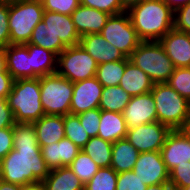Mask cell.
Segmentation results:
<instances>
[{"label":"cell","mask_w":190,"mask_h":190,"mask_svg":"<svg viewBox=\"0 0 190 190\" xmlns=\"http://www.w3.org/2000/svg\"><path fill=\"white\" fill-rule=\"evenodd\" d=\"M12 129L13 149L0 161V179L21 186L42 182L50 169L42 157L34 124L15 122Z\"/></svg>","instance_id":"1"},{"label":"cell","mask_w":190,"mask_h":190,"mask_svg":"<svg viewBox=\"0 0 190 190\" xmlns=\"http://www.w3.org/2000/svg\"><path fill=\"white\" fill-rule=\"evenodd\" d=\"M127 12L142 41H159L174 27V11L163 0H142Z\"/></svg>","instance_id":"2"},{"label":"cell","mask_w":190,"mask_h":190,"mask_svg":"<svg viewBox=\"0 0 190 190\" xmlns=\"http://www.w3.org/2000/svg\"><path fill=\"white\" fill-rule=\"evenodd\" d=\"M6 100L15 122L33 123L45 115L39 77L14 80Z\"/></svg>","instance_id":"3"},{"label":"cell","mask_w":190,"mask_h":190,"mask_svg":"<svg viewBox=\"0 0 190 190\" xmlns=\"http://www.w3.org/2000/svg\"><path fill=\"white\" fill-rule=\"evenodd\" d=\"M157 111V121L171 130H180L190 116V102L167 83H155L150 91Z\"/></svg>","instance_id":"4"},{"label":"cell","mask_w":190,"mask_h":190,"mask_svg":"<svg viewBox=\"0 0 190 190\" xmlns=\"http://www.w3.org/2000/svg\"><path fill=\"white\" fill-rule=\"evenodd\" d=\"M155 83H166L175 66L159 41H142L129 57Z\"/></svg>","instance_id":"5"},{"label":"cell","mask_w":190,"mask_h":190,"mask_svg":"<svg viewBox=\"0 0 190 190\" xmlns=\"http://www.w3.org/2000/svg\"><path fill=\"white\" fill-rule=\"evenodd\" d=\"M44 8L41 0H19L9 3L11 44H27L35 26L42 21Z\"/></svg>","instance_id":"6"},{"label":"cell","mask_w":190,"mask_h":190,"mask_svg":"<svg viewBox=\"0 0 190 190\" xmlns=\"http://www.w3.org/2000/svg\"><path fill=\"white\" fill-rule=\"evenodd\" d=\"M41 103L45 115L70 114L73 83L57 72L39 77Z\"/></svg>","instance_id":"7"},{"label":"cell","mask_w":190,"mask_h":190,"mask_svg":"<svg viewBox=\"0 0 190 190\" xmlns=\"http://www.w3.org/2000/svg\"><path fill=\"white\" fill-rule=\"evenodd\" d=\"M97 68L98 63L80 44L58 55L57 73L72 83L95 77Z\"/></svg>","instance_id":"8"},{"label":"cell","mask_w":190,"mask_h":190,"mask_svg":"<svg viewBox=\"0 0 190 190\" xmlns=\"http://www.w3.org/2000/svg\"><path fill=\"white\" fill-rule=\"evenodd\" d=\"M100 34L127 58L142 42L127 11L110 15Z\"/></svg>","instance_id":"9"},{"label":"cell","mask_w":190,"mask_h":190,"mask_svg":"<svg viewBox=\"0 0 190 190\" xmlns=\"http://www.w3.org/2000/svg\"><path fill=\"white\" fill-rule=\"evenodd\" d=\"M171 129L156 121L128 130L126 140L140 153L160 151Z\"/></svg>","instance_id":"10"},{"label":"cell","mask_w":190,"mask_h":190,"mask_svg":"<svg viewBox=\"0 0 190 190\" xmlns=\"http://www.w3.org/2000/svg\"><path fill=\"white\" fill-rule=\"evenodd\" d=\"M133 171L147 186L169 182V171L160 151L139 153Z\"/></svg>","instance_id":"11"},{"label":"cell","mask_w":190,"mask_h":190,"mask_svg":"<svg viewBox=\"0 0 190 190\" xmlns=\"http://www.w3.org/2000/svg\"><path fill=\"white\" fill-rule=\"evenodd\" d=\"M70 113L78 115L88 110L99 108L103 86L96 77L73 83Z\"/></svg>","instance_id":"12"},{"label":"cell","mask_w":190,"mask_h":190,"mask_svg":"<svg viewBox=\"0 0 190 190\" xmlns=\"http://www.w3.org/2000/svg\"><path fill=\"white\" fill-rule=\"evenodd\" d=\"M122 115L127 129H133L142 124H150L157 121V111L151 92L133 96L124 108Z\"/></svg>","instance_id":"13"},{"label":"cell","mask_w":190,"mask_h":190,"mask_svg":"<svg viewBox=\"0 0 190 190\" xmlns=\"http://www.w3.org/2000/svg\"><path fill=\"white\" fill-rule=\"evenodd\" d=\"M159 42L175 68L190 67V33L176 30L173 27Z\"/></svg>","instance_id":"14"},{"label":"cell","mask_w":190,"mask_h":190,"mask_svg":"<svg viewBox=\"0 0 190 190\" xmlns=\"http://www.w3.org/2000/svg\"><path fill=\"white\" fill-rule=\"evenodd\" d=\"M160 152L170 172L178 164L190 162V139L180 130H171Z\"/></svg>","instance_id":"15"},{"label":"cell","mask_w":190,"mask_h":190,"mask_svg":"<svg viewBox=\"0 0 190 190\" xmlns=\"http://www.w3.org/2000/svg\"><path fill=\"white\" fill-rule=\"evenodd\" d=\"M46 166L51 170L69 166L81 149L64 137L54 144L40 146Z\"/></svg>","instance_id":"16"},{"label":"cell","mask_w":190,"mask_h":190,"mask_svg":"<svg viewBox=\"0 0 190 190\" xmlns=\"http://www.w3.org/2000/svg\"><path fill=\"white\" fill-rule=\"evenodd\" d=\"M79 44L94 58L98 64L124 60L127 57L100 33L87 34L80 38Z\"/></svg>","instance_id":"17"},{"label":"cell","mask_w":190,"mask_h":190,"mask_svg":"<svg viewBox=\"0 0 190 190\" xmlns=\"http://www.w3.org/2000/svg\"><path fill=\"white\" fill-rule=\"evenodd\" d=\"M6 70L14 80L39 77L31 69L28 47L25 44H10L6 47Z\"/></svg>","instance_id":"18"},{"label":"cell","mask_w":190,"mask_h":190,"mask_svg":"<svg viewBox=\"0 0 190 190\" xmlns=\"http://www.w3.org/2000/svg\"><path fill=\"white\" fill-rule=\"evenodd\" d=\"M109 17L105 12L81 4L71 14L72 22L81 37L100 33Z\"/></svg>","instance_id":"19"},{"label":"cell","mask_w":190,"mask_h":190,"mask_svg":"<svg viewBox=\"0 0 190 190\" xmlns=\"http://www.w3.org/2000/svg\"><path fill=\"white\" fill-rule=\"evenodd\" d=\"M42 21L66 47L79 44L81 36L72 22L71 15L44 10Z\"/></svg>","instance_id":"20"},{"label":"cell","mask_w":190,"mask_h":190,"mask_svg":"<svg viewBox=\"0 0 190 190\" xmlns=\"http://www.w3.org/2000/svg\"><path fill=\"white\" fill-rule=\"evenodd\" d=\"M33 124L39 146L54 144L65 137L64 116L44 115Z\"/></svg>","instance_id":"21"},{"label":"cell","mask_w":190,"mask_h":190,"mask_svg":"<svg viewBox=\"0 0 190 190\" xmlns=\"http://www.w3.org/2000/svg\"><path fill=\"white\" fill-rule=\"evenodd\" d=\"M153 84L149 76L127 58V65L119 86L133 97L149 93Z\"/></svg>","instance_id":"22"},{"label":"cell","mask_w":190,"mask_h":190,"mask_svg":"<svg viewBox=\"0 0 190 190\" xmlns=\"http://www.w3.org/2000/svg\"><path fill=\"white\" fill-rule=\"evenodd\" d=\"M127 132V125L122 113L101 110L98 137L114 143L126 138Z\"/></svg>","instance_id":"23"},{"label":"cell","mask_w":190,"mask_h":190,"mask_svg":"<svg viewBox=\"0 0 190 190\" xmlns=\"http://www.w3.org/2000/svg\"><path fill=\"white\" fill-rule=\"evenodd\" d=\"M139 151L128 140L120 139L112 144L110 166L117 172H126L134 169Z\"/></svg>","instance_id":"24"},{"label":"cell","mask_w":190,"mask_h":190,"mask_svg":"<svg viewBox=\"0 0 190 190\" xmlns=\"http://www.w3.org/2000/svg\"><path fill=\"white\" fill-rule=\"evenodd\" d=\"M25 45L28 47L31 69L39 77L57 72L58 56L54 52L30 43Z\"/></svg>","instance_id":"25"},{"label":"cell","mask_w":190,"mask_h":190,"mask_svg":"<svg viewBox=\"0 0 190 190\" xmlns=\"http://www.w3.org/2000/svg\"><path fill=\"white\" fill-rule=\"evenodd\" d=\"M42 182L47 190H84V184L69 166L51 169Z\"/></svg>","instance_id":"26"},{"label":"cell","mask_w":190,"mask_h":190,"mask_svg":"<svg viewBox=\"0 0 190 190\" xmlns=\"http://www.w3.org/2000/svg\"><path fill=\"white\" fill-rule=\"evenodd\" d=\"M130 100L131 96L120 86L103 87L99 109L122 113Z\"/></svg>","instance_id":"27"},{"label":"cell","mask_w":190,"mask_h":190,"mask_svg":"<svg viewBox=\"0 0 190 190\" xmlns=\"http://www.w3.org/2000/svg\"><path fill=\"white\" fill-rule=\"evenodd\" d=\"M29 43L50 50L57 56L66 48L60 38H56L48 25L43 21L35 26Z\"/></svg>","instance_id":"28"},{"label":"cell","mask_w":190,"mask_h":190,"mask_svg":"<svg viewBox=\"0 0 190 190\" xmlns=\"http://www.w3.org/2000/svg\"><path fill=\"white\" fill-rule=\"evenodd\" d=\"M127 65V58L124 60L98 64L96 79L103 87L119 86Z\"/></svg>","instance_id":"29"},{"label":"cell","mask_w":190,"mask_h":190,"mask_svg":"<svg viewBox=\"0 0 190 190\" xmlns=\"http://www.w3.org/2000/svg\"><path fill=\"white\" fill-rule=\"evenodd\" d=\"M112 144V142L103 140L101 137H91L82 151L89 155L100 168L110 167Z\"/></svg>","instance_id":"30"},{"label":"cell","mask_w":190,"mask_h":190,"mask_svg":"<svg viewBox=\"0 0 190 190\" xmlns=\"http://www.w3.org/2000/svg\"><path fill=\"white\" fill-rule=\"evenodd\" d=\"M69 168L85 185L92 179L100 167L89 155L81 150L73 162L69 165Z\"/></svg>","instance_id":"31"},{"label":"cell","mask_w":190,"mask_h":190,"mask_svg":"<svg viewBox=\"0 0 190 190\" xmlns=\"http://www.w3.org/2000/svg\"><path fill=\"white\" fill-rule=\"evenodd\" d=\"M65 137L77 145L81 150L90 140L89 135L81 125L78 115L67 114L64 116Z\"/></svg>","instance_id":"32"},{"label":"cell","mask_w":190,"mask_h":190,"mask_svg":"<svg viewBox=\"0 0 190 190\" xmlns=\"http://www.w3.org/2000/svg\"><path fill=\"white\" fill-rule=\"evenodd\" d=\"M117 178L118 173L111 166L101 167L84 185V190H116Z\"/></svg>","instance_id":"33"},{"label":"cell","mask_w":190,"mask_h":190,"mask_svg":"<svg viewBox=\"0 0 190 190\" xmlns=\"http://www.w3.org/2000/svg\"><path fill=\"white\" fill-rule=\"evenodd\" d=\"M166 83L190 102V67L175 68Z\"/></svg>","instance_id":"34"},{"label":"cell","mask_w":190,"mask_h":190,"mask_svg":"<svg viewBox=\"0 0 190 190\" xmlns=\"http://www.w3.org/2000/svg\"><path fill=\"white\" fill-rule=\"evenodd\" d=\"M169 183L174 190H181L190 185V162L178 164L169 172Z\"/></svg>","instance_id":"35"},{"label":"cell","mask_w":190,"mask_h":190,"mask_svg":"<svg viewBox=\"0 0 190 190\" xmlns=\"http://www.w3.org/2000/svg\"><path fill=\"white\" fill-rule=\"evenodd\" d=\"M100 116L101 110L99 108L78 114L79 121L90 138L98 136Z\"/></svg>","instance_id":"36"},{"label":"cell","mask_w":190,"mask_h":190,"mask_svg":"<svg viewBox=\"0 0 190 190\" xmlns=\"http://www.w3.org/2000/svg\"><path fill=\"white\" fill-rule=\"evenodd\" d=\"M147 185L133 170L118 173L116 190H146Z\"/></svg>","instance_id":"37"},{"label":"cell","mask_w":190,"mask_h":190,"mask_svg":"<svg viewBox=\"0 0 190 190\" xmlns=\"http://www.w3.org/2000/svg\"><path fill=\"white\" fill-rule=\"evenodd\" d=\"M44 10L71 15L80 5V0H41Z\"/></svg>","instance_id":"38"},{"label":"cell","mask_w":190,"mask_h":190,"mask_svg":"<svg viewBox=\"0 0 190 190\" xmlns=\"http://www.w3.org/2000/svg\"><path fill=\"white\" fill-rule=\"evenodd\" d=\"M80 4L105 12L109 15L125 12L119 0H80Z\"/></svg>","instance_id":"39"},{"label":"cell","mask_w":190,"mask_h":190,"mask_svg":"<svg viewBox=\"0 0 190 190\" xmlns=\"http://www.w3.org/2000/svg\"><path fill=\"white\" fill-rule=\"evenodd\" d=\"M8 19L9 3L0 2V47H7L11 44Z\"/></svg>","instance_id":"40"},{"label":"cell","mask_w":190,"mask_h":190,"mask_svg":"<svg viewBox=\"0 0 190 190\" xmlns=\"http://www.w3.org/2000/svg\"><path fill=\"white\" fill-rule=\"evenodd\" d=\"M174 28L190 33V2L174 12Z\"/></svg>","instance_id":"41"},{"label":"cell","mask_w":190,"mask_h":190,"mask_svg":"<svg viewBox=\"0 0 190 190\" xmlns=\"http://www.w3.org/2000/svg\"><path fill=\"white\" fill-rule=\"evenodd\" d=\"M13 149V129H0V161Z\"/></svg>","instance_id":"42"},{"label":"cell","mask_w":190,"mask_h":190,"mask_svg":"<svg viewBox=\"0 0 190 190\" xmlns=\"http://www.w3.org/2000/svg\"><path fill=\"white\" fill-rule=\"evenodd\" d=\"M15 124L13 113L6 99H0V129L13 127Z\"/></svg>","instance_id":"43"},{"label":"cell","mask_w":190,"mask_h":190,"mask_svg":"<svg viewBox=\"0 0 190 190\" xmlns=\"http://www.w3.org/2000/svg\"><path fill=\"white\" fill-rule=\"evenodd\" d=\"M14 79L7 70L0 71V99H6L11 92Z\"/></svg>","instance_id":"44"},{"label":"cell","mask_w":190,"mask_h":190,"mask_svg":"<svg viewBox=\"0 0 190 190\" xmlns=\"http://www.w3.org/2000/svg\"><path fill=\"white\" fill-rule=\"evenodd\" d=\"M174 12L183 7L184 5H187L190 0H163Z\"/></svg>","instance_id":"45"},{"label":"cell","mask_w":190,"mask_h":190,"mask_svg":"<svg viewBox=\"0 0 190 190\" xmlns=\"http://www.w3.org/2000/svg\"><path fill=\"white\" fill-rule=\"evenodd\" d=\"M21 190H47V189L43 182H36L21 186Z\"/></svg>","instance_id":"46"},{"label":"cell","mask_w":190,"mask_h":190,"mask_svg":"<svg viewBox=\"0 0 190 190\" xmlns=\"http://www.w3.org/2000/svg\"><path fill=\"white\" fill-rule=\"evenodd\" d=\"M146 190H174L169 182L149 185L147 186Z\"/></svg>","instance_id":"47"},{"label":"cell","mask_w":190,"mask_h":190,"mask_svg":"<svg viewBox=\"0 0 190 190\" xmlns=\"http://www.w3.org/2000/svg\"><path fill=\"white\" fill-rule=\"evenodd\" d=\"M0 190H21V185L7 183L0 179Z\"/></svg>","instance_id":"48"},{"label":"cell","mask_w":190,"mask_h":190,"mask_svg":"<svg viewBox=\"0 0 190 190\" xmlns=\"http://www.w3.org/2000/svg\"><path fill=\"white\" fill-rule=\"evenodd\" d=\"M122 8L128 11L131 7L139 4L142 0H119Z\"/></svg>","instance_id":"49"},{"label":"cell","mask_w":190,"mask_h":190,"mask_svg":"<svg viewBox=\"0 0 190 190\" xmlns=\"http://www.w3.org/2000/svg\"><path fill=\"white\" fill-rule=\"evenodd\" d=\"M6 70V47H0V71Z\"/></svg>","instance_id":"50"},{"label":"cell","mask_w":190,"mask_h":190,"mask_svg":"<svg viewBox=\"0 0 190 190\" xmlns=\"http://www.w3.org/2000/svg\"><path fill=\"white\" fill-rule=\"evenodd\" d=\"M180 131L190 139V116L184 122V125L181 127Z\"/></svg>","instance_id":"51"},{"label":"cell","mask_w":190,"mask_h":190,"mask_svg":"<svg viewBox=\"0 0 190 190\" xmlns=\"http://www.w3.org/2000/svg\"><path fill=\"white\" fill-rule=\"evenodd\" d=\"M19 0H0L1 3H13Z\"/></svg>","instance_id":"52"},{"label":"cell","mask_w":190,"mask_h":190,"mask_svg":"<svg viewBox=\"0 0 190 190\" xmlns=\"http://www.w3.org/2000/svg\"><path fill=\"white\" fill-rule=\"evenodd\" d=\"M181 190H190V185L183 187Z\"/></svg>","instance_id":"53"}]
</instances>
